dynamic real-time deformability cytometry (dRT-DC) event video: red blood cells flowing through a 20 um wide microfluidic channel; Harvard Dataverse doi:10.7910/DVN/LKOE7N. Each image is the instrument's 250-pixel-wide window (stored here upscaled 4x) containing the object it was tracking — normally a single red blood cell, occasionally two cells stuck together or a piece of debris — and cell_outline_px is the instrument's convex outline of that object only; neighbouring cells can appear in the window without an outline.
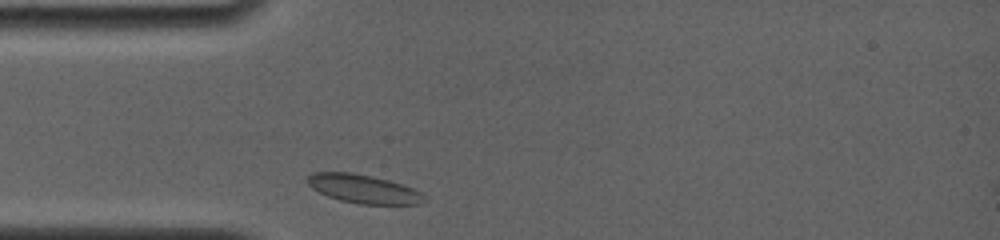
{"species": "common noctule bat (a hibernating species)", "species_latin": "Nyctalus noctula", "temperature_condition": "room temperature", "stored_images_in_passage": 8, "camera_frame_rate_fps": 4000, "um_per_image_px": 0.085, "animal": {"sex": "female", "body_mass_g": 19.0, "forearm_length_mm": 56.7}, "frame": {"image": 1, "passage_image": 4, "time_ms": 3.25, "image_size_px": [1000, 240], "cell_outline_px": [[424, 200], [420, 204], [360, 204], [340, 200], [328, 196], [312, 188], [308, 184], [308, 176], [312, 172], [352, 172], [372, 176], [388, 180], [412, 188], [420, 192], [424, 196]], "centroid_in_image_um": [30.87, 16.05], "position_along_channel_um": 54.1, "area_um2": 19.25}}
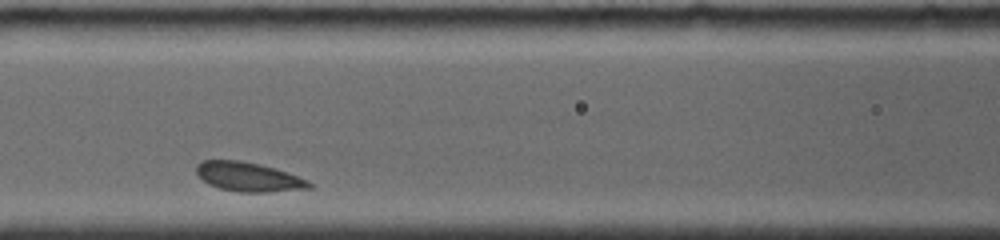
{"frame": {"image": 2, "passage_image": 7, "time_ms": 6.5, "image_size_px": [1000, 240], "cell_outline_px": [[312, 188], [268, 192], [240, 192], [220, 188], [208, 184], [196, 172], [196, 164], [200, 160], [240, 160], [260, 164], [276, 168], [308, 180], [312, 184]], "centroid_in_image_um": [21.12, 15.02], "position_along_channel_um": 145.5, "area_um2": 19.25}}
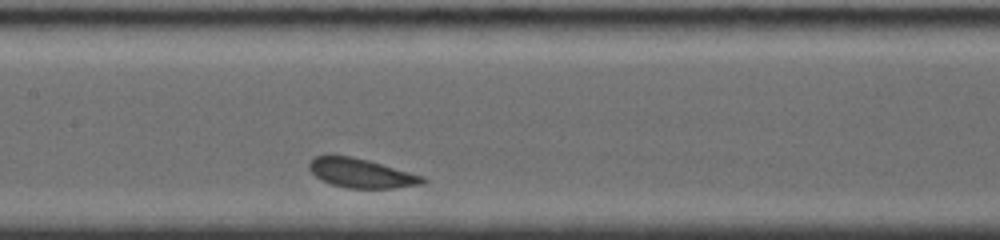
{"frame": {"image": 3, "passage_image": 8, "time_ms": 7.5, "image_size_px": [1000, 240], "cell_outline_px": [[428, 180], [424, 184], [396, 188], [348, 188], [332, 184], [320, 180], [308, 168], [308, 164], [316, 156], [324, 152], [328, 152], [352, 156], [368, 160], [424, 176]], "centroid_in_image_um": [30.67, 14.68], "position_along_channel_um": 176.7, "area_um2": 19.83}}